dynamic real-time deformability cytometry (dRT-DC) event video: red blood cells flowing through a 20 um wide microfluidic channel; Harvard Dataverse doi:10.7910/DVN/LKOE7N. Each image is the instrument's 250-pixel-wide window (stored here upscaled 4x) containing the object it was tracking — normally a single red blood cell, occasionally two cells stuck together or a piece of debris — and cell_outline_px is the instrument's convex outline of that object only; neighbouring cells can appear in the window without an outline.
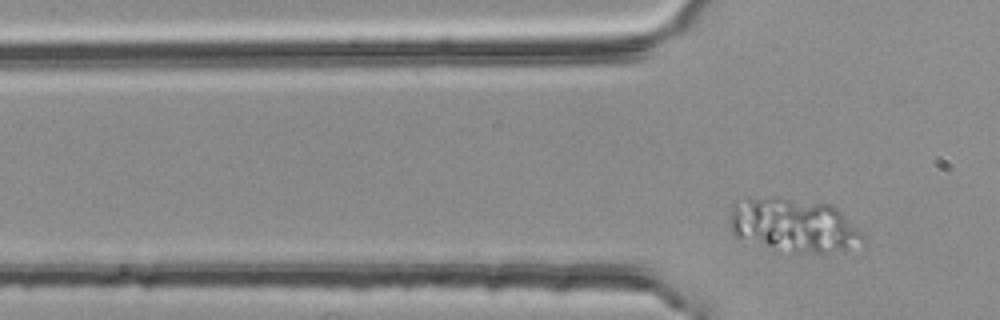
{"species": "common noctule bat (a hibernating species)", "species_latin": "Nyctalus noctula", "temperature_condition": "room temperature", "stored_images_in_passage": 6, "camera_frame_rate_fps": 3000, "um_per_image_px": 0.085, "animal": {"sex": "female", "body_mass_g": 25.1}, "frame": {"image": 1, "passage_image": 6, "time_ms": 1.667, "image_size_px": [1000, 320], "cell_outline_px": [[864, 240], [844, 248], [824, 252], [788, 256], [736, 236], [732, 232], [728, 220], [732, 204], [748, 196], [780, 196], [832, 204], [864, 236]], "centroid_in_image_um": [67.33, 19.13], "position_along_channel_um": 58.5, "area_um2": 42.6}}